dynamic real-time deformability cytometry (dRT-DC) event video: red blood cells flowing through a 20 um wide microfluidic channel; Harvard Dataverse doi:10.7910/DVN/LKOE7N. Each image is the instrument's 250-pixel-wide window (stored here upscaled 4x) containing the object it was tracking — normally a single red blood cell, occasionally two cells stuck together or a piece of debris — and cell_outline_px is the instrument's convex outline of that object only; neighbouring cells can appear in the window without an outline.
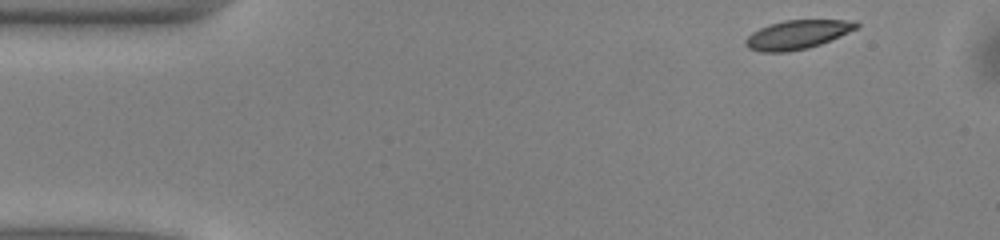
{"species": "common noctule bat (a hibernating species)", "species_latin": "Nyctalus noctula", "temperature_condition": "warm", "stored_images_in_passage": 38, "camera_frame_rate_fps": 3000, "um_per_image_px": 0.085, "animal": {"sex": "male", "body_mass_g": 13.0, "forearm_length_mm": 53.1}, "frame": {"image": 1, "passage_image": 1, "time_ms": 0.0, "image_size_px": [1000, 240], "cell_outline_px": [[860, 28], [820, 44], [808, 48], [788, 52], [760, 52], [748, 48], [744, 44], [744, 40], [752, 32], [768, 24], [784, 20], [856, 20], [860, 24]], "centroid_in_image_um": [67.79, 2.94], "position_along_channel_um": 17.2, "area_um2": 18.9}}
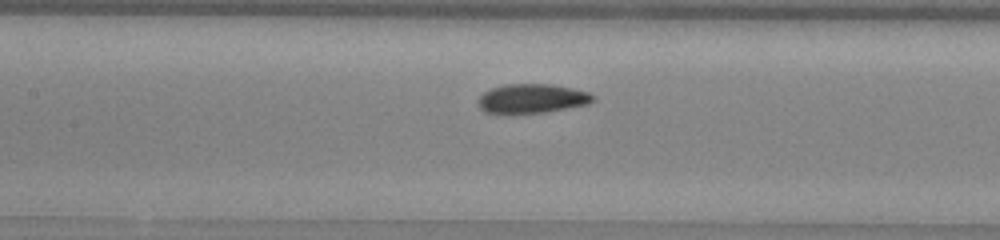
{"frame": {"image": 2, "passage_image": 19, "time_ms": 6.0, "image_size_px": [1000, 240], "cell_outline_px": [[596, 100], [588, 104], [544, 112], [484, 112], [480, 108], [476, 100], [484, 92], [492, 88], [504, 84], [552, 84], [572, 88], [588, 92], [596, 96]], "centroid_in_image_um": [45.24, 8.35], "position_along_channel_um": 162.2, "area_um2": 19.36}}
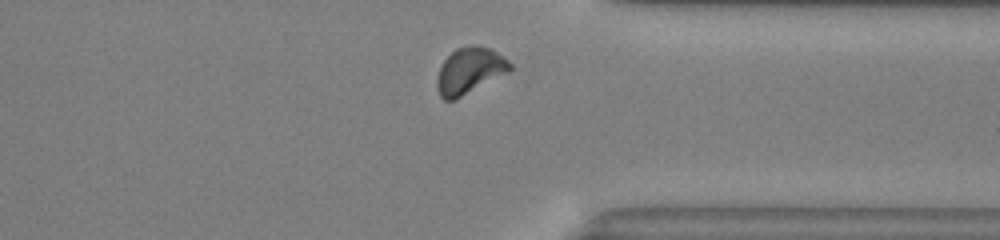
{"frame": {"image": 3, "passage_image": 35, "time_ms": 11.333, "image_size_px": [1000, 240], "cell_outline_px": [[512, 68], [508, 72], [456, 100], [444, 100], [440, 96], [436, 88], [436, 80], [440, 68], [444, 60], [456, 48], [468, 44], [480, 44], [492, 48], [508, 60], [512, 64]], "centroid_in_image_um": [39.92, 5.99], "position_along_channel_um": 371.5, "area_um2": 20.0}, "authors_computed_cell_mechanics": {"area_um2": 19.3919, "velocity_mm_per_s": 3.9929, "shape_relaxation_time_tau1_ms": 3.2405, "shape_relaxation_time_tau2_ms": 1.8114, "deformation_change_tau1": 0.1125, "deformation_change_tau2": 0.0454}}